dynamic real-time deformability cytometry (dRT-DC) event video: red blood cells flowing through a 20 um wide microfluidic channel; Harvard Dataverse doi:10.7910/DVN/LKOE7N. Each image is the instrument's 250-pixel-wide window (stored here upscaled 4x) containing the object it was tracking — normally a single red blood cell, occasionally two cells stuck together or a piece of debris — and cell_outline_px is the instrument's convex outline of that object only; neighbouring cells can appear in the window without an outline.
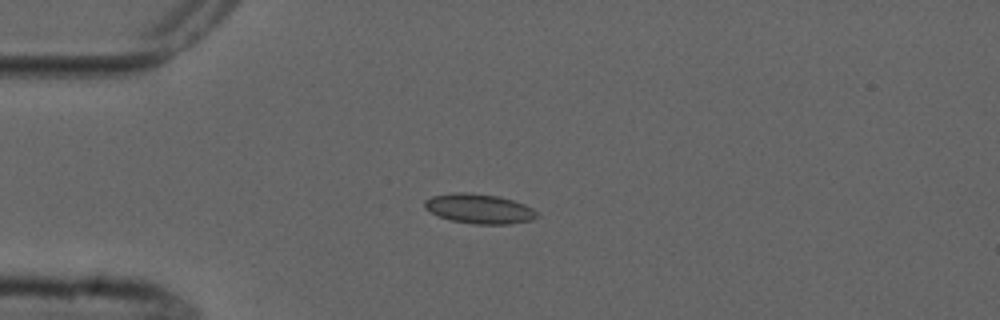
{"species": "common noctule bat (a hibernating species)", "species_latin": "Nyctalus noctula", "temperature_condition": "cold", "stored_images_in_passage": 5, "camera_frame_rate_fps": 3000, "um_per_image_px": 0.085, "animal": {"sex": "male", "forearm_length_mm": 52.5}, "frame": {"image": 1, "passage_image": 3, "time_ms": 2.667, "image_size_px": [1000, 320], "cell_outline_px": [[540, 216], [532, 220], [508, 224], [472, 224], [452, 220], [440, 216], [424, 208], [424, 200], [432, 196], [452, 192], [468, 192], [500, 196], [524, 204], [532, 208]], "centroid_in_image_um": [40.74, 17.73], "position_along_channel_um": 44.3, "area_um2": 19.48}}
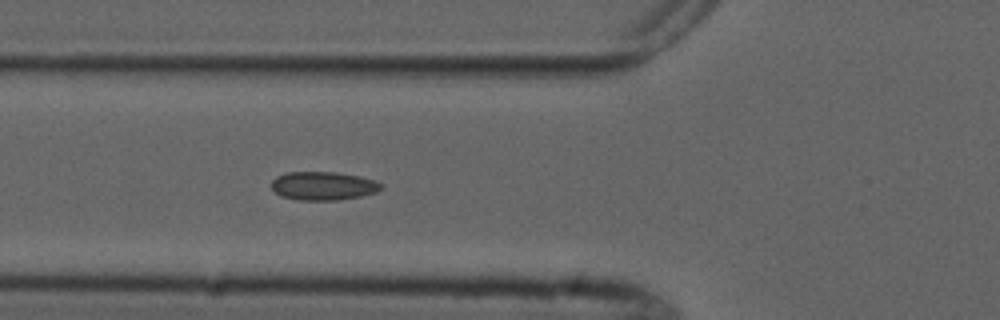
{"frame": {"image": 2, "passage_image": 5, "time_ms": 4.667, "image_size_px": [1000, 320], "cell_outline_px": [[384, 188], [376, 192], [360, 196], [340, 200], [300, 200], [284, 196], [276, 192], [272, 188], [272, 180], [276, 176], [284, 172], [336, 172], [360, 176], [376, 180], [384, 184]], "centroid_in_image_um": [27.53, 15.79], "position_along_channel_um": 98.3, "area_um2": 18.32}}